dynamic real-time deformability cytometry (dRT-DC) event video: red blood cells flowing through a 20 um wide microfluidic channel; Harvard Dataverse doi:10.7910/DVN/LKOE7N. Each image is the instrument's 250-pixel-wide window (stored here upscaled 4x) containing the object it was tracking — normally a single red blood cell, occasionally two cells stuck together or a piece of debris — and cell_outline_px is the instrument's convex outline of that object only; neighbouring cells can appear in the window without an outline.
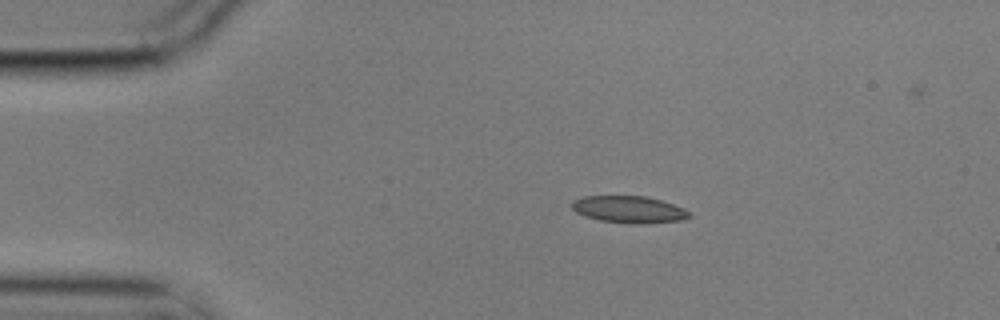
{"species": "common noctule bat (a hibernating species)", "species_latin": "Nyctalus noctula", "temperature_condition": "cold", "stored_images_in_passage": 46, "camera_frame_rate_fps": 3000, "um_per_image_px": 0.085, "animal": {"sex": "male", "body_mass_g": 17.9}, "frame": {"image": 1, "passage_image": 1, "time_ms": 0.0, "image_size_px": [1000, 320], "cell_outline_px": [[692, 216], [680, 220], [644, 224], [628, 224], [600, 220], [584, 216], [576, 212], [572, 208], [572, 200], [584, 196], [644, 196], [660, 200], [684, 208]], "centroid_in_image_um": [53.44, 17.81], "position_along_channel_um": 31.6, "area_um2": 18.44}}
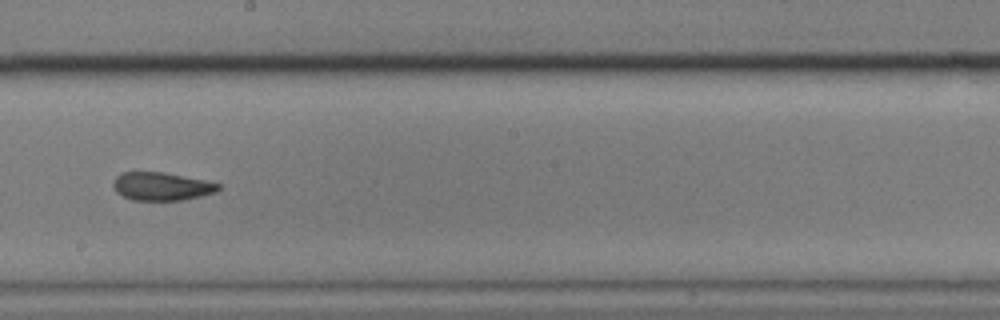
{"frame": {"image": 2, "passage_image": 22, "time_ms": 7.0, "image_size_px": [1000, 320], "cell_outline_px": [[220, 188], [216, 192], [200, 196], [180, 200], [132, 200], [116, 192], [112, 184], [116, 176], [120, 172], [164, 172], [208, 180], [220, 184]], "centroid_in_image_um": [13.74, 15.83], "position_along_channel_um": 234.5, "area_um2": 17.34}}
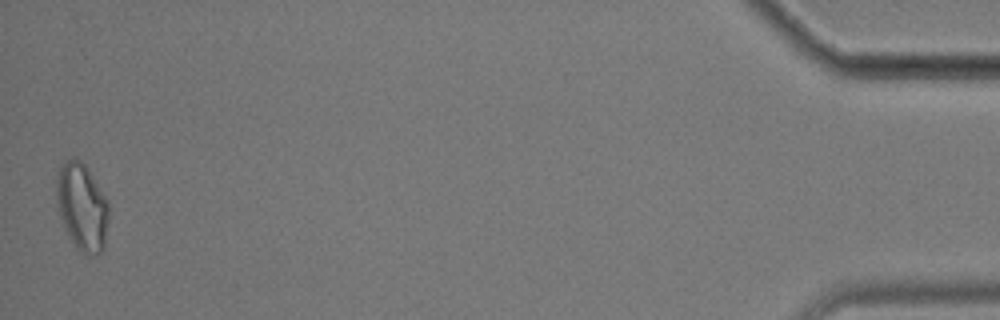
{"frame": {"image": 3, "passage_image": 46, "time_ms": 15.0, "image_size_px": [1000, 320], "cell_outline_px": [[108, 220], [104, 248], [100, 252], [84, 256], [76, 248], [60, 216], [56, 204], [56, 180], [60, 168], [72, 156], [76, 156], [84, 164], [108, 200]], "centroid_in_image_um": [6.97, 17.58], "position_along_channel_um": 428.2, "area_um2": 26.41}, "authors_computed_cell_mechanics": {"area_um2": 18.1492, "velocity_mm_per_s": 3.5452, "shape_relaxation_time_tau1_ms": 8.5417, "shape_relaxation_time_tau2_ms": 2.4705, "deformation_change_tau1": 0.1789, "deformation_change_tau2": 0.0791}}